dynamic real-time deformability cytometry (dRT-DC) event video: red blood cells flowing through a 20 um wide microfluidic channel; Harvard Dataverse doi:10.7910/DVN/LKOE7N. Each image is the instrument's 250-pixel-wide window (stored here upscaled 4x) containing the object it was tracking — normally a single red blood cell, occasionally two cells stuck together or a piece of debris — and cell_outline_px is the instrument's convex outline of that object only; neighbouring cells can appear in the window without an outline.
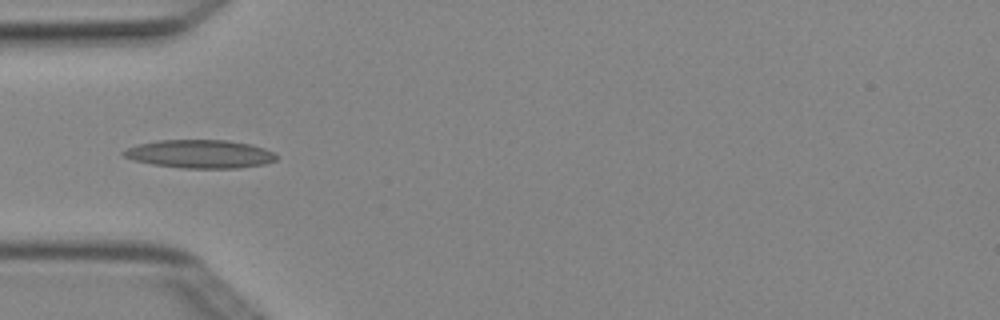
{"species": "Egyptian fruit bat (a non-hibernating species)", "species_latin": "Rousettus aegyptiacus", "temperature_condition": "cold", "stored_images_in_passage": 6, "camera_frame_rate_fps": 3000, "um_per_image_px": 0.085, "animal": {"sex": "female"}, "frame": {"image": 1, "passage_image": 5, "time_ms": 1.333, "image_size_px": [1000, 320], "cell_outline_px": [[280, 156], [276, 160], [264, 164], [236, 168], [180, 168], [152, 164], [132, 160], [124, 156], [120, 152], [128, 148], [140, 144], [160, 140], [228, 140], [252, 144], [276, 152]], "centroid_in_image_um": [17.05, 13.09], "position_along_channel_um": 68.0, "area_um2": 25.37}}
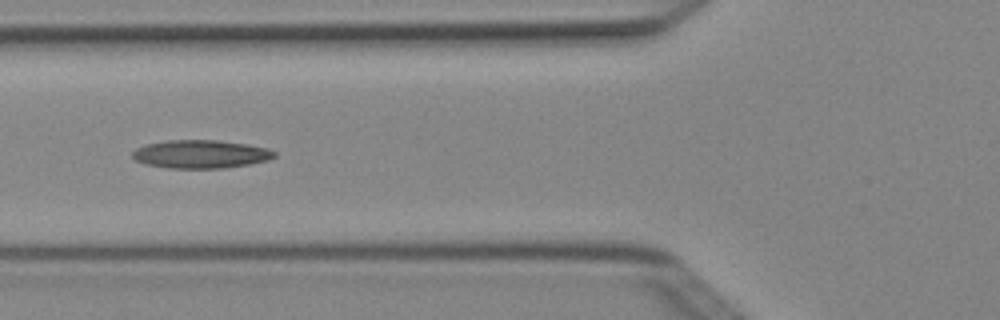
{"frame": {"image": 2, "passage_image": 6, "time_ms": 1.667, "image_size_px": [1000, 320], "cell_outline_px": [[276, 156], [268, 160], [248, 164], [224, 168], [168, 168], [144, 164], [136, 160], [132, 156], [132, 152], [136, 148], [148, 144], [168, 140], [216, 140], [248, 144], [268, 148], [276, 152]], "centroid_in_image_um": [17.07, 13.1], "position_along_channel_um": 108.7, "area_um2": 23.35}}